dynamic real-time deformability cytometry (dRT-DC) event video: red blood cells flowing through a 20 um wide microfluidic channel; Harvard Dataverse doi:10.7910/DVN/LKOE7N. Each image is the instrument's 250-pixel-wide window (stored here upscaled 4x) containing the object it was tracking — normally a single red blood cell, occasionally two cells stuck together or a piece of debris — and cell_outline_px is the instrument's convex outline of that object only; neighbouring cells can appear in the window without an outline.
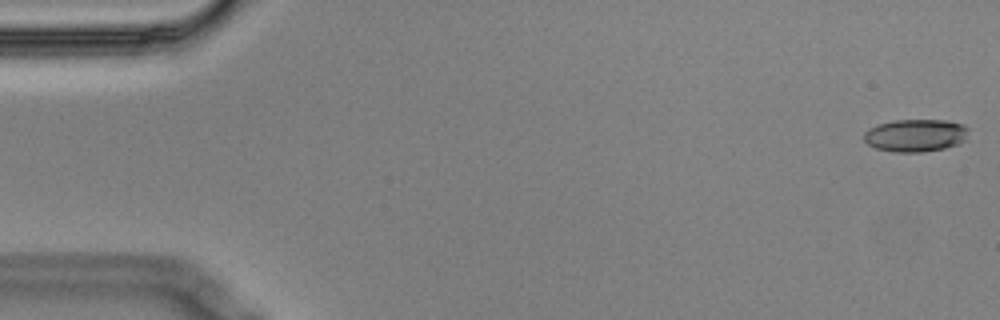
{"species": "Egyptian fruit bat (a non-hibernating species)", "species_latin": "Rousettus aegyptiacus", "temperature_condition": "cold", "stored_images_in_passage": 5, "camera_frame_rate_fps": 3000, "um_per_image_px": 0.085, "animal": {"sex": "male"}, "frame": {"image": 1, "passage_image": 1, "time_ms": 0.0, "image_size_px": [1000, 320], "cell_outline_px": [[968, 140], [960, 144], [944, 148], [920, 152], [896, 152], [876, 148], [868, 144], [864, 140], [864, 132], [868, 128], [876, 124], [896, 120], [944, 120], [964, 124], [968, 128]], "centroid_in_image_um": [77.85, 11.5], "position_along_channel_um": 7.1, "area_um2": 20.11}}
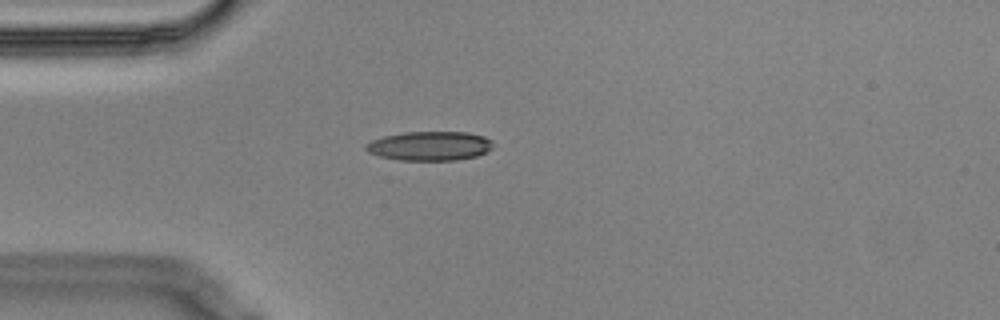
{"frame": {"image": 2, "passage_image": 5, "time_ms": 1.333, "image_size_px": [1000, 320], "cell_outline_px": [[492, 148], [488, 152], [476, 156], [456, 160], [400, 160], [380, 156], [368, 152], [364, 148], [364, 144], [372, 140], [384, 136], [404, 132], [468, 132], [484, 136], [492, 140]], "centroid_in_image_um": [36.53, 12.4], "position_along_channel_um": 48.5, "area_um2": 21.73}}